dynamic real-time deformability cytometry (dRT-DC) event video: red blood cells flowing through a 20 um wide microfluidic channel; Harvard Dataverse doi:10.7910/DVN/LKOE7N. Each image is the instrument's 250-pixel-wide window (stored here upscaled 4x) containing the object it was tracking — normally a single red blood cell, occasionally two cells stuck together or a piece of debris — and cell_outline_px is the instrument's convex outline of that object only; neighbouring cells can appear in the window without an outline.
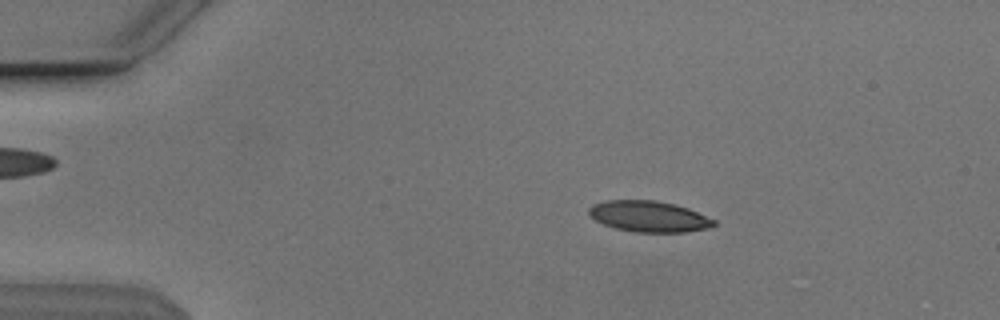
{"species": "Egyptian fruit bat (a non-hibernating species)", "species_latin": "Rousettus aegyptiacus", "temperature_condition": "cold", "stored_images_in_passage": 45, "camera_frame_rate_fps": 3000, "um_per_image_px": 0.085, "animal": {"sex": "male"}, "frame": {"image": 1, "passage_image": 2, "time_ms": 0.333, "image_size_px": [1000, 320], "cell_outline_px": [[716, 224], [708, 228], [684, 232], [636, 232], [616, 228], [604, 224], [588, 216], [588, 208], [592, 204], [604, 200], [656, 200], [676, 204], [688, 208], [716, 220]], "centroid_in_image_um": [55.14, 18.38], "position_along_channel_um": 29.9, "area_um2": 22.72}}
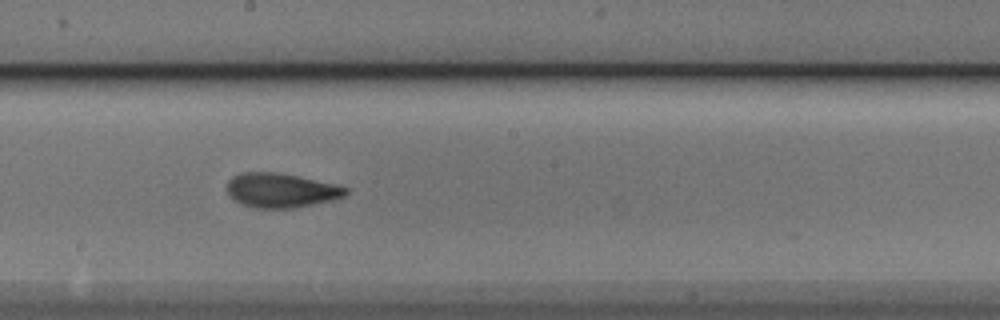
{"frame": {"image": 2, "passage_image": 22, "time_ms": 7.0, "image_size_px": [1000, 320], "cell_outline_px": [[348, 192], [344, 196], [332, 200], [292, 208], [256, 208], [240, 204], [232, 200], [228, 192], [228, 180], [232, 176], [240, 172], [272, 172], [296, 176], [332, 184], [348, 188]], "centroid_in_image_um": [23.82, 16.19], "position_along_channel_um": 224.4, "area_um2": 23.52}}
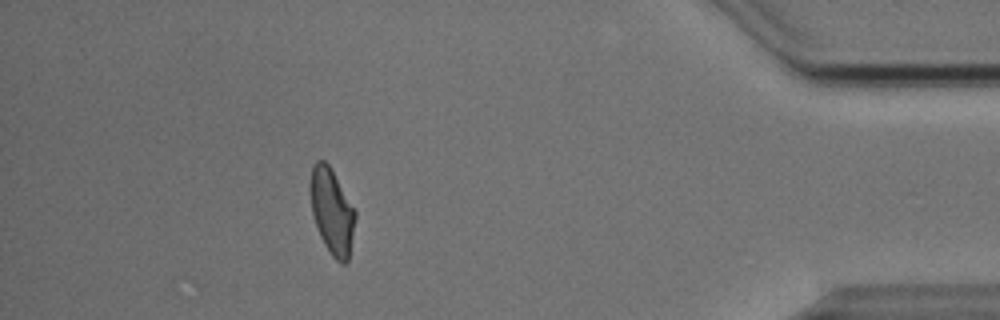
{"frame": {"image": 3, "passage_image": 40, "time_ms": 13.0, "image_size_px": [1000, 320], "cell_outline_px": [[356, 216], [348, 260], [344, 264], [336, 260], [332, 256], [324, 244], [320, 236], [312, 212], [308, 188], [308, 184], [312, 164], [316, 160], [324, 160], [328, 164], [356, 212]], "centroid_in_image_um": [28.17, 17.93], "position_along_channel_um": 407.0, "area_um2": 22.37}, "authors_computed_cell_mechanics": {"area_um2": 23.0044, "velocity_mm_per_s": 3.8489, "shape_relaxation_time_tau1_ms": 4.8119, "shape_relaxation_time_tau2_ms": 2.0773, "deformation_change_tau1": 0.1687, "deformation_change_tau2": 0.0727}}